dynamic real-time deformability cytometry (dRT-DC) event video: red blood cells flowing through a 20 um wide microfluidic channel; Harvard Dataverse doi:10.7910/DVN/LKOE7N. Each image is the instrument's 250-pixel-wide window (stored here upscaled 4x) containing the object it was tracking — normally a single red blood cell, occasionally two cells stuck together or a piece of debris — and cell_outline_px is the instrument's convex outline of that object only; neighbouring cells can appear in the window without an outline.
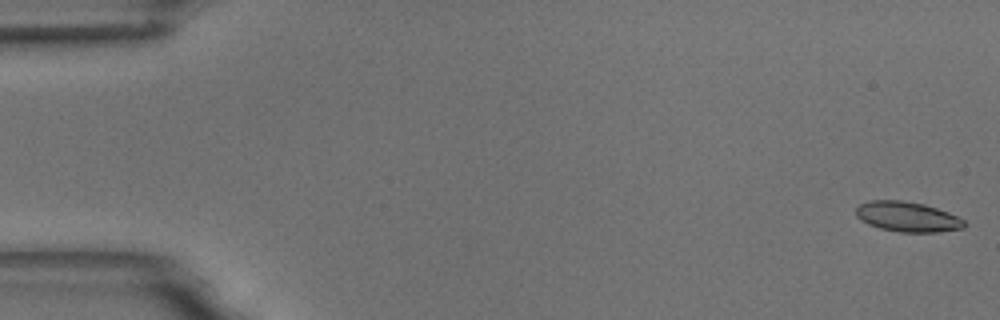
{"species": "common noctule bat (a hibernating species)", "species_latin": "Nyctalus noctula", "temperature_condition": "room temperature", "stored_images_in_passage": 57, "camera_frame_rate_fps": 3000, "um_per_image_px": 0.085, "animal": {"sex": "male", "body_mass_g": 18.8}, "frame": {"image": 1, "passage_image": 1, "time_ms": 0.0, "image_size_px": [1000, 320], "cell_outline_px": [[968, 224], [964, 228], [936, 232], [900, 232], [880, 228], [868, 224], [860, 220], [856, 216], [856, 208], [860, 204], [872, 200], [900, 200], [924, 204], [948, 212], [964, 220]], "centroid_in_image_um": [77.13, 18.43], "position_along_channel_um": 7.9, "area_um2": 18.96}}
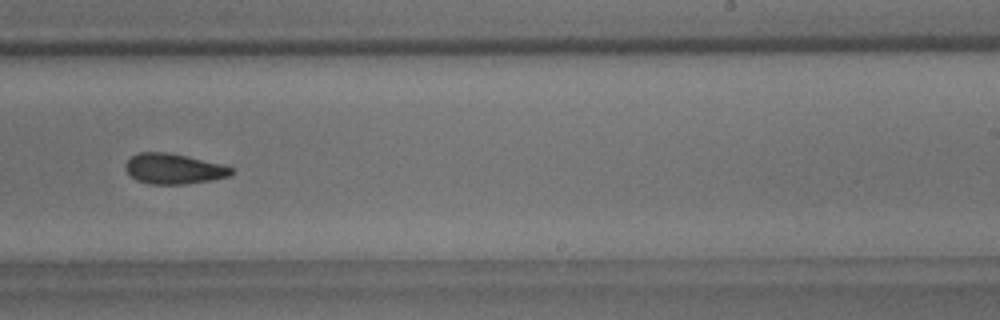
{"frame": {"image": 2, "passage_image": 35, "time_ms": 11.333, "image_size_px": [1000, 320], "cell_outline_px": [[232, 172], [228, 176], [212, 180], [184, 184], [148, 184], [136, 180], [124, 168], [124, 164], [132, 156], [140, 152], [164, 152], [188, 156], [220, 164], [232, 168]], "centroid_in_image_um": [14.72, 14.35], "position_along_channel_um": 274.3, "area_um2": 18.55}}
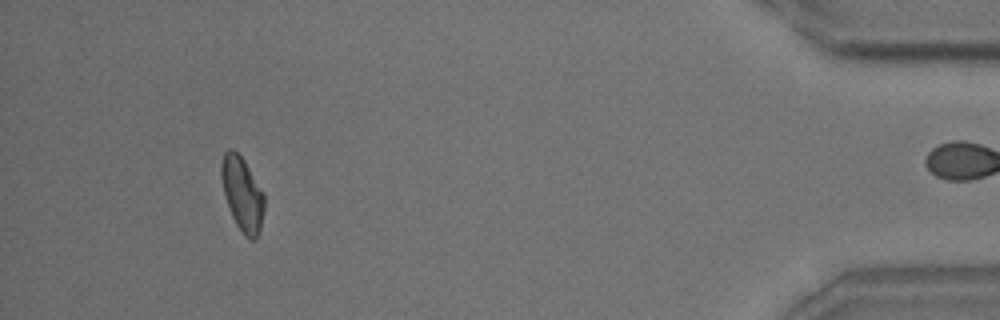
{"frame": {"image": 3, "passage_image": 52, "time_ms": 17.0, "image_size_px": [1000, 320], "cell_outline_px": [[264, 212], [260, 228], [256, 240], [248, 240], [244, 236], [236, 224], [232, 216], [224, 196], [220, 176], [220, 164], [224, 152], [228, 148], [232, 148], [244, 160], [264, 192]], "centroid_in_image_um": [20.58, 16.49], "position_along_channel_um": 414.6, "area_um2": 18.84}, "authors_computed_cell_mechanics": {"area_um2": 19.1318, "velocity_mm_per_s": 3.625, "shape_relaxation_time_tau1_ms": 6.0753, "shape_relaxation_time_tau2_ms": 4.6049, "deformation_change_tau1": 0.1114, "deformation_change_tau2": 0.1094}}